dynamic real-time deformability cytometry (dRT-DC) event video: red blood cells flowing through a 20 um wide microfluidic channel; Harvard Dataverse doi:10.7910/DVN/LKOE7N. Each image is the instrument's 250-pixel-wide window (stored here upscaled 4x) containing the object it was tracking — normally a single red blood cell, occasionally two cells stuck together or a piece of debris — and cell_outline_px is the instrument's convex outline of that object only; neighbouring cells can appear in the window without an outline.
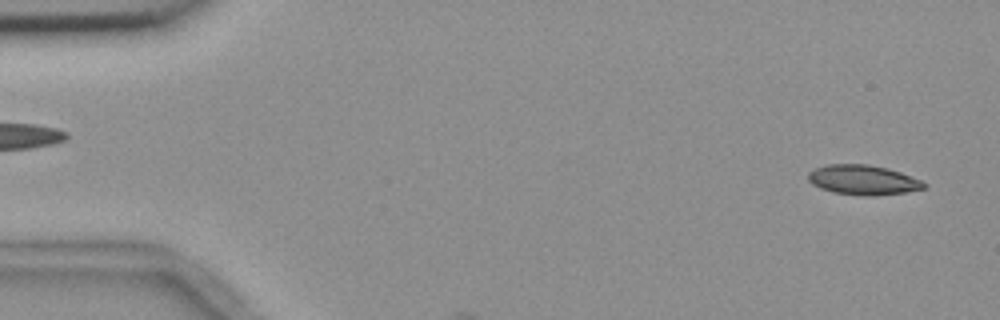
{"species": "common noctule bat (a hibernating species)", "species_latin": "Nyctalus noctula", "temperature_condition": "room temperature", "stored_images_in_passage": 7, "camera_frame_rate_fps": 3000, "um_per_image_px": 0.085, "animal": {"sex": "female", "body_mass_g": 18.4}, "frame": {"image": 1, "passage_image": 2, "time_ms": 0.333, "image_size_px": [1000, 320], "cell_outline_px": [[928, 184], [924, 188], [904, 192], [876, 196], [864, 196], [832, 192], [820, 188], [812, 184], [808, 180], [808, 172], [816, 168], [828, 164], [868, 164], [888, 168], [900, 172], [920, 180]], "centroid_in_image_um": [73.34, 15.29], "position_along_channel_um": 11.7, "area_um2": 20.11}}